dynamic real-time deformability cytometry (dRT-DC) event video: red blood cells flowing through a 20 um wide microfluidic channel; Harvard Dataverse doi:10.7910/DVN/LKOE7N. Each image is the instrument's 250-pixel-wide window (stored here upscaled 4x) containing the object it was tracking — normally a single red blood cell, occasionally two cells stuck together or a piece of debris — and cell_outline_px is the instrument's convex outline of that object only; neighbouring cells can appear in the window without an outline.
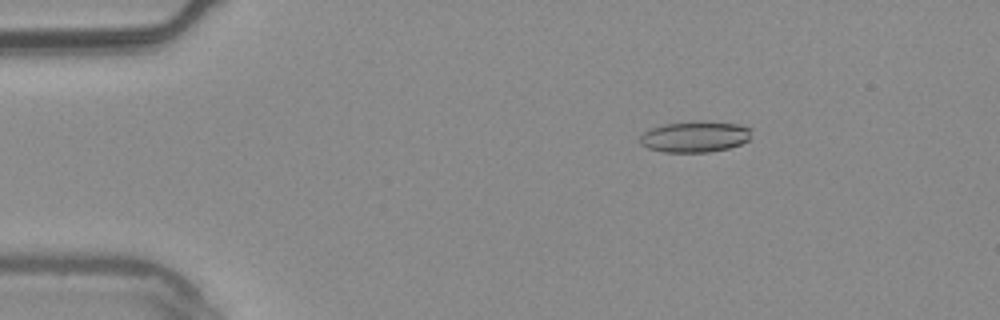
{"species": "common noctule bat (a hibernating species)", "species_latin": "Nyctalus noctula", "temperature_condition": "warm", "stored_images_in_passage": 54, "camera_frame_rate_fps": 3000, "um_per_image_px": 0.085, "animal": {"sex": "male", "body_mass_g": 20.4}, "frame": {"image": 1, "passage_image": 9, "time_ms": 2.667, "image_size_px": [1000, 320], "cell_outline_px": [[752, 128], [748, 140], [740, 144], [728, 148], [708, 152], [664, 152], [648, 148], [640, 144], [640, 136], [648, 128], [664, 124], [700, 120], [740, 124]], "centroid_in_image_um": [59.06, 11.6], "position_along_channel_um": 25.9, "area_um2": 20.4}}
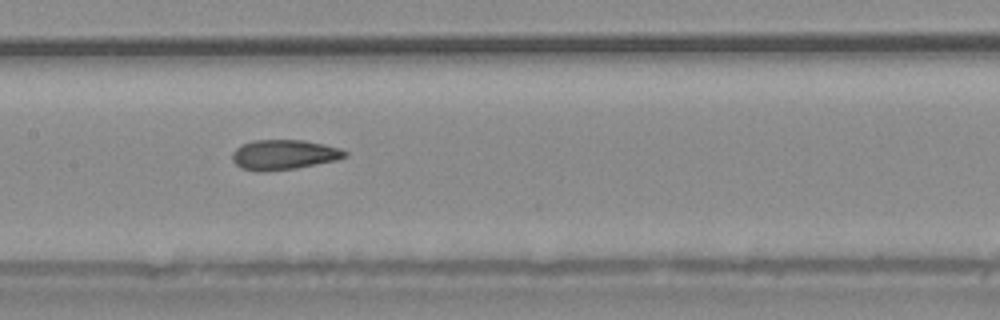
{"frame": {"image": 2, "passage_image": 27, "time_ms": 8.667, "image_size_px": [1000, 320], "cell_outline_px": [[348, 156], [336, 160], [296, 168], [264, 172], [256, 172], [240, 168], [232, 160], [232, 152], [236, 148], [252, 140], [304, 140], [324, 144], [340, 148], [348, 152]], "centroid_in_image_um": [24.12, 13.15], "position_along_channel_um": 183.3, "area_um2": 19.83}}
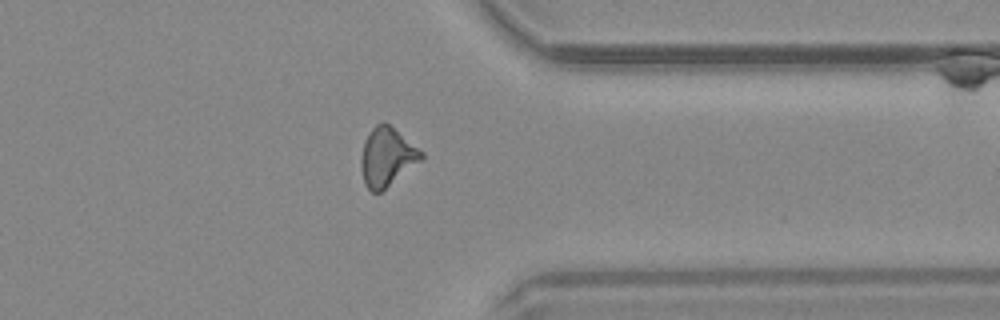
{"frame": {"image": 3, "passage_image": 43, "time_ms": 14.0, "image_size_px": [1000, 320], "cell_outline_px": [[424, 156], [420, 160], [380, 192], [372, 192], [364, 184], [360, 164], [360, 160], [364, 144], [372, 128], [376, 124], [384, 120], [424, 152]], "centroid_in_image_um": [32.87, 13.32], "position_along_channel_um": 378.5, "area_um2": 20.17}, "authors_computed_cell_mechanics": {"area_um2": 19.9699, "velocity_mm_per_s": 3.7566, "shape_relaxation_time_tau1_ms": 5.8312, "shape_relaxation_time_tau2_ms": 2.0004, "deformation_change_tau1": 0.1832, "deformation_change_tau2": 0.1075}}